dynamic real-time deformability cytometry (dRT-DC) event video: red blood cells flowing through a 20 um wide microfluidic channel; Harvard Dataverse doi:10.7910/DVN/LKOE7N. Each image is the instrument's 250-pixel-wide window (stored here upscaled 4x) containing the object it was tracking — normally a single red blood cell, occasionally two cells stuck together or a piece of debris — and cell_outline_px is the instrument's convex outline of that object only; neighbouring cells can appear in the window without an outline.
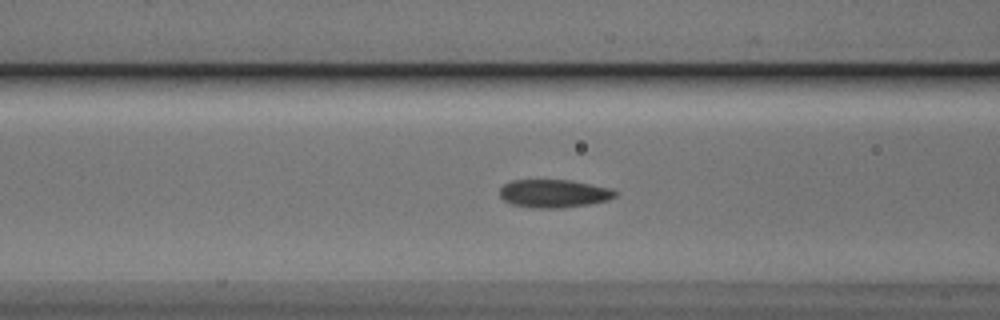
{"species": "Egyptian fruit bat (a non-hibernating species)", "species_latin": "Rousettus aegyptiacus", "temperature_condition": "cold", "stored_images_in_passage": 39, "camera_frame_rate_fps": 3000, "um_per_image_px": 0.085, "animal": {"sex": "male"}, "frame": {"image": 1, "passage_image": 7, "time_ms": 2.0, "image_size_px": [1000, 320], "cell_outline_px": [[620, 196], [608, 200], [592, 204], [560, 208], [532, 208], [512, 204], [504, 200], [500, 196], [500, 188], [504, 184], [512, 180], [572, 180], [612, 188], [620, 192]], "centroid_in_image_um": [47.16, 16.45], "position_along_channel_um": 119.4, "area_um2": 19.31}}
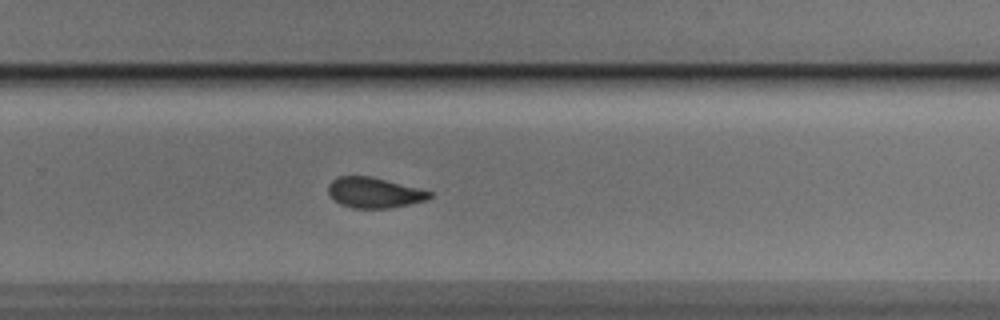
{"frame": {"image": 2, "passage_image": 21, "time_ms": 6.667, "image_size_px": [1000, 320], "cell_outline_px": [[432, 196], [428, 200], [388, 208], [352, 208], [340, 204], [328, 192], [328, 184], [336, 176], [372, 176], [420, 188], [432, 192]], "centroid_in_image_um": [31.82, 16.36], "position_along_channel_um": 298.0, "area_um2": 18.03}}
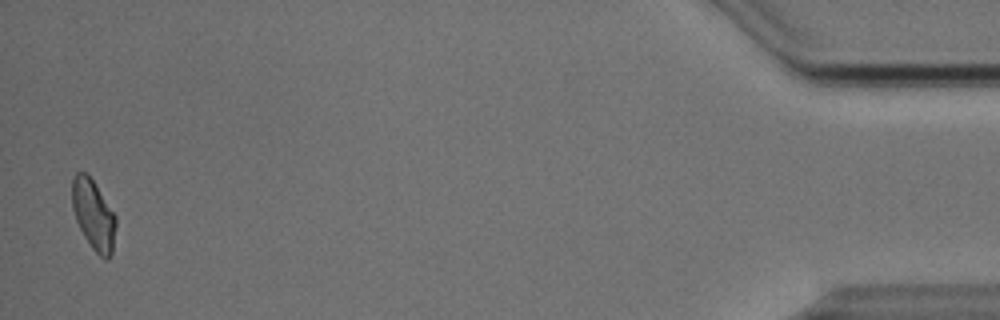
{"frame": {"image": 3, "passage_image": 38, "time_ms": 12.333, "image_size_px": [1000, 320], "cell_outline_px": [[116, 224], [112, 252], [108, 260], [104, 260], [92, 248], [84, 236], [76, 220], [72, 208], [72, 180], [76, 172], [88, 172], [116, 216]], "centroid_in_image_um": [7.94, 18.24], "position_along_channel_um": 427.3, "area_um2": 17.92}, "authors_computed_cell_mechanics": {"area_um2": 18.7272, "velocity_mm_per_s": 3.8301, "shape_relaxation_time_tau1_ms": 3.53, "shape_relaxation_time_tau2_ms": 2.1808, "deformation_change_tau1": 0.0937, "deformation_change_tau2": 0.0617}}